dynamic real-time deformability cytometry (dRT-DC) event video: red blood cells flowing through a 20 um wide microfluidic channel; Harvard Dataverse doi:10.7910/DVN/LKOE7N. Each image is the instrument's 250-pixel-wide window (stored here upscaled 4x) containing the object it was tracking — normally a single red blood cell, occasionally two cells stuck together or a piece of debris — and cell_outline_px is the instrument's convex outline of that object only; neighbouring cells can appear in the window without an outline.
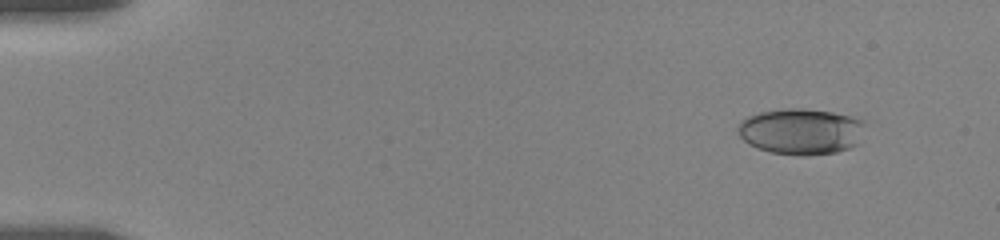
{"species": "human", "species_latin": "Homo sapiens", "temperature_condition": "room temperature", "stored_images_in_passage": 40, "camera_frame_rate_fps": 3000, "um_per_image_px": 0.085, "donor": {"sex": "female"}, "frame": {"image": 1, "passage_image": 3, "time_ms": 1.333, "image_size_px": [1000, 240], "cell_outline_px": [[864, 124], [856, 144], [848, 148], [836, 152], [808, 156], [800, 156], [772, 152], [748, 144], [736, 132], [736, 128], [740, 120], [748, 116], [760, 112], [784, 108], [800, 108], [832, 112], [852, 116], [864, 120]], "centroid_in_image_um": [68.04, 11.16], "position_along_channel_um": 17.0, "area_um2": 34.16}}
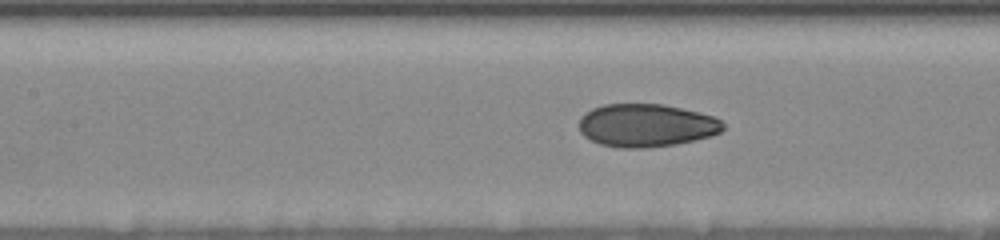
{"frame": {"image": 2, "passage_image": 22, "time_ms": 8.333, "image_size_px": [1000, 240], "cell_outline_px": [[724, 128], [720, 132], [712, 136], [676, 144], [644, 148], [620, 148], [600, 144], [584, 136], [580, 132], [580, 116], [584, 112], [592, 108], [604, 104], [664, 104], [700, 112], [712, 116], [720, 120], [724, 124]], "centroid_in_image_um": [54.93, 10.65], "position_along_channel_um": 152.5, "area_um2": 36.24}}
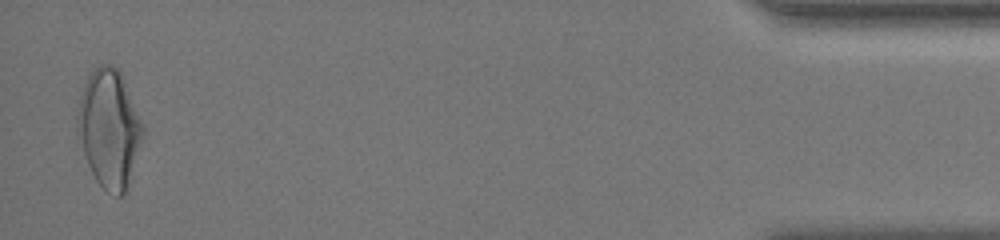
{"frame": {"image": 3, "passage_image": 40, "time_ms": 18.0, "image_size_px": [1000, 240], "cell_outline_px": [[144, 132], [124, 196], [116, 196], [108, 192], [96, 180], [88, 164], [76, 132], [76, 116], [80, 96], [84, 84], [88, 76], [100, 64], [112, 64], [120, 72], [144, 124]], "centroid_in_image_um": [9.27, 10.91], "position_along_channel_um": 425.9, "area_um2": 44.62}, "authors_computed_cell_mechanics": {"area_um2": 35.9516, "velocity_mm_per_s": 3.623, "shape_relaxation_time_tau1_ms": 7.3918, "shape_relaxation_time_tau2_ms": 1.2401, "deformation_change_tau1": 0.2022, "deformation_change_tau2": 0.0625}}